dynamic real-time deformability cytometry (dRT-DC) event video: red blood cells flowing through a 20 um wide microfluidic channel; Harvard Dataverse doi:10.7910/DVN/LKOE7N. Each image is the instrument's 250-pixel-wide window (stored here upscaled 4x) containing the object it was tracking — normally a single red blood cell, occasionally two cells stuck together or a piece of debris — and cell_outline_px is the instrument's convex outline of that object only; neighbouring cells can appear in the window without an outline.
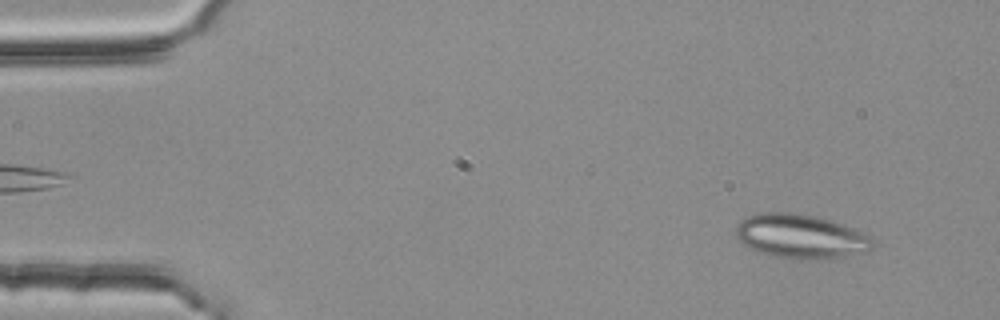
{"species": "common noctule bat (a hibernating species)", "species_latin": "Nyctalus noctula", "temperature_condition": "room temperature", "stored_images_in_passage": 5, "camera_frame_rate_fps": 3000, "um_per_image_px": 0.085, "animal": {"sex": "female", "body_mass_g": 25.1}, "frame": {"image": 1, "passage_image": 5, "time_ms": 1.333, "image_size_px": [1000, 320], "cell_outline_px": [[872, 248], [868, 252], [824, 260], [792, 260], [756, 252], [744, 244], [736, 236], [736, 228], [740, 220], [748, 216], [764, 212], [800, 212], [816, 216], [844, 224], [864, 232], [872, 236]], "centroid_in_image_um": [68.09, 20.11], "position_along_channel_um": 16.9, "area_um2": 36.01}}